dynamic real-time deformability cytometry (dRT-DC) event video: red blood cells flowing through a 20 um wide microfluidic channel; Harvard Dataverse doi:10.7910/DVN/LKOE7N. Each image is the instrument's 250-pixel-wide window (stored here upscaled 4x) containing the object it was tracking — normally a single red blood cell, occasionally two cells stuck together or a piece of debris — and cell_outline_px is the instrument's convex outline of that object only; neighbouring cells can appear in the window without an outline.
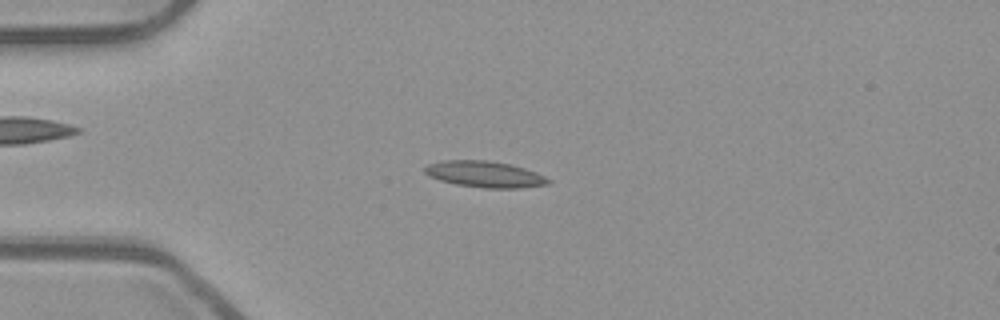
{"species": "common noctule bat (a hibernating species)", "species_latin": "Nyctalus noctula", "temperature_condition": "room temperature", "stored_images_in_passage": 52, "camera_frame_rate_fps": 3000, "um_per_image_px": 0.085, "animal": {"sex": "male", "body_mass_g": 23.1, "forearm_length_mm": 52.7}, "frame": {"image": 1, "passage_image": 13, "time_ms": 4.0, "image_size_px": [1000, 320], "cell_outline_px": [[552, 180], [548, 184], [520, 188], [484, 188], [456, 184], [440, 180], [424, 172], [424, 168], [428, 164], [444, 160], [484, 160], [508, 164], [524, 168], [536, 172]], "centroid_in_image_um": [41.22, 14.81], "position_along_channel_um": 43.8, "area_um2": 18.67}}
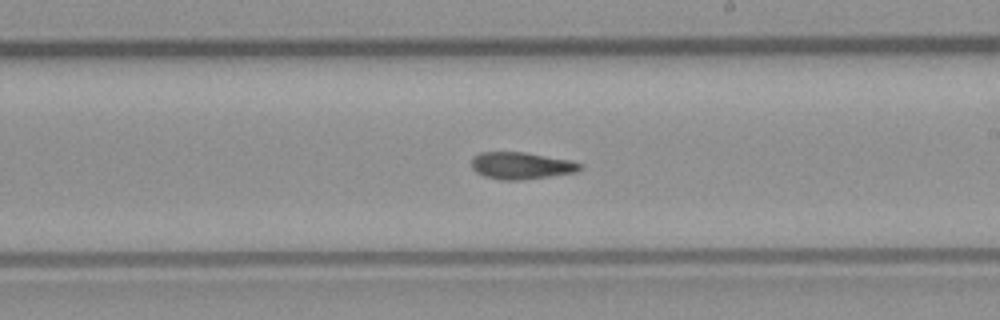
{"frame": {"image": 2, "passage_image": 30, "time_ms": 9.667, "image_size_px": [1000, 320], "cell_outline_px": [[584, 168], [576, 172], [520, 180], [500, 180], [484, 176], [476, 172], [472, 168], [472, 160], [480, 152], [524, 152], [572, 160], [584, 164]], "centroid_in_image_um": [44.35, 14.08], "position_along_channel_um": 244.6, "area_um2": 17.11}}
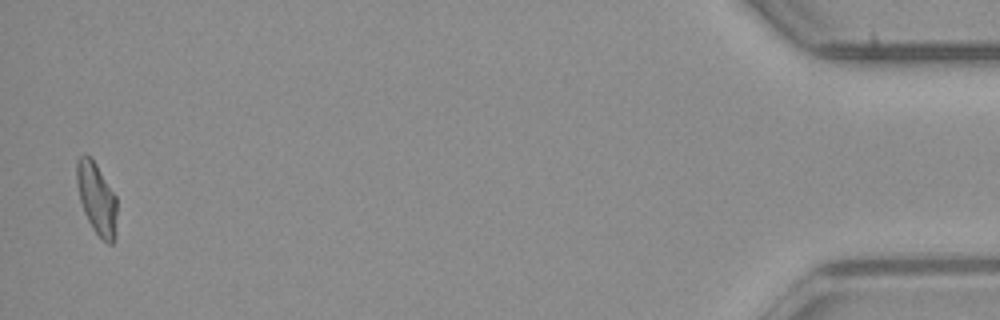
{"frame": {"image": 3, "passage_image": 51, "time_ms": 16.667, "image_size_px": [1000, 320], "cell_outline_px": [[116, 212], [112, 244], [108, 244], [92, 228], [84, 212], [80, 200], [76, 184], [76, 160], [80, 156], [88, 156], [96, 164], [116, 196]], "centroid_in_image_um": [8.18, 16.83], "position_along_channel_um": 427.0, "area_um2": 16.3}, "authors_computed_cell_mechanics": {"area_um2": 17.3111, "velocity_mm_per_s": 3.9439, "shape_relaxation_time_tau1_ms": null, "shape_relaxation_time_tau2_ms": 4.7462, "deformation_change_tau1": null, "deformation_change_tau2": 0.1347}}